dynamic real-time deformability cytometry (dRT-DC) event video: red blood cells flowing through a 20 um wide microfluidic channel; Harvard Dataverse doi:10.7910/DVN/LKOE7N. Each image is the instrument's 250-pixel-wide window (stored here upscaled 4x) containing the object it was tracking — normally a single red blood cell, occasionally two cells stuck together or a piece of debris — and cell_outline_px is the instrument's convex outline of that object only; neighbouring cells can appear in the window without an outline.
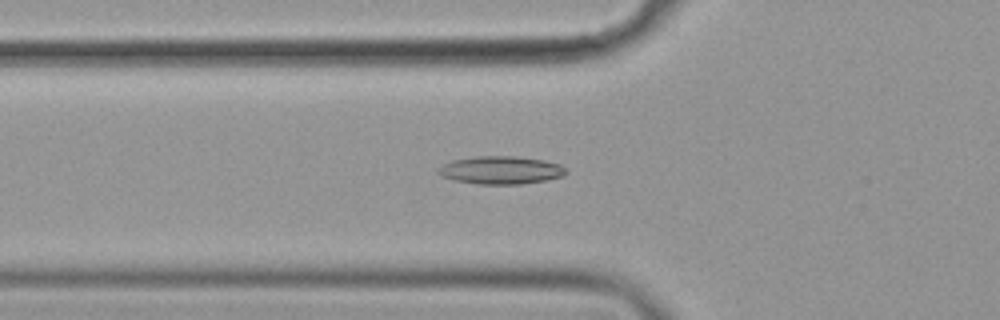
{"species": "common noctule bat (a hibernating species)", "species_latin": "Nyctalus noctula", "temperature_condition": "cold", "stored_images_in_passage": 55, "camera_frame_rate_fps": 3000, "um_per_image_px": 0.085, "animal": {"sex": "female", "body_mass_g": 19.9}, "frame": {"image": 1, "passage_image": 19, "time_ms": 6.0, "image_size_px": [1000, 320], "cell_outline_px": [[568, 172], [564, 176], [544, 180], [520, 184], [476, 184], [456, 180], [444, 176], [436, 172], [444, 164], [452, 160], [476, 156], [516, 156], [544, 160], [560, 164]], "centroid_in_image_um": [42.6, 14.45], "position_along_channel_um": 83.2, "area_um2": 20.63}}
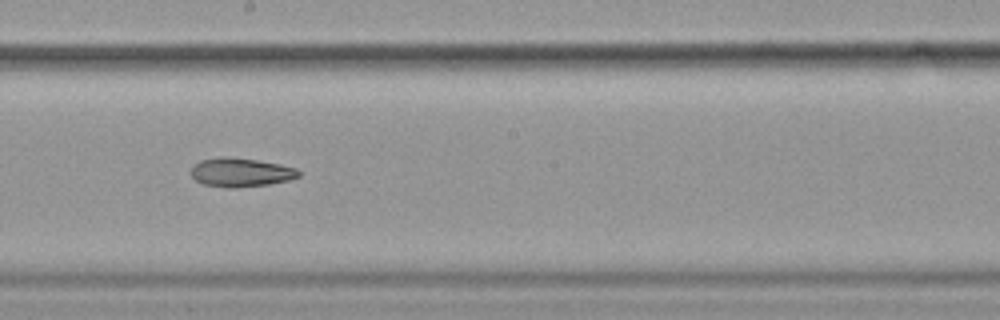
{"frame": {"image": 2, "passage_image": 31, "time_ms": 10.0, "image_size_px": [1000, 320], "cell_outline_px": [[300, 176], [288, 180], [268, 184], [236, 188], [228, 188], [204, 184], [196, 180], [188, 172], [200, 160], [220, 156], [224, 156], [256, 160], [280, 164], [296, 168], [300, 172]], "centroid_in_image_um": [20.45, 14.65], "position_along_channel_um": 227.8, "area_um2": 18.09}}
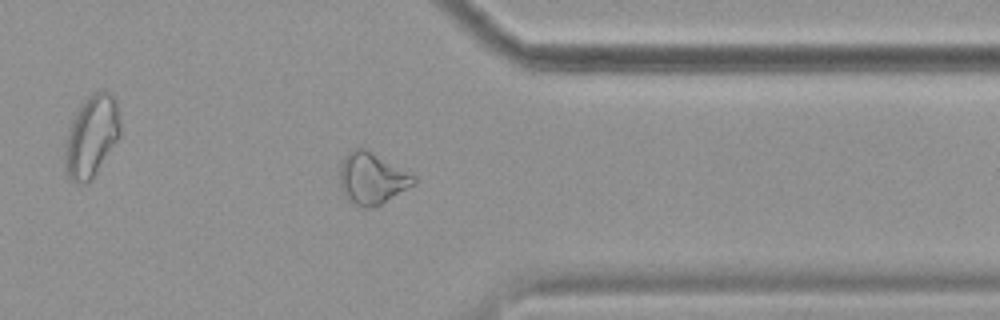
{"frame": {"image": 3, "passage_image": 44, "time_ms": 14.333, "image_size_px": [1000, 320], "cell_outline_px": [[416, 184], [380, 204], [368, 208], [364, 208], [348, 200], [340, 188], [340, 164], [344, 156], [348, 152], [356, 148], [364, 148], [416, 176]], "centroid_in_image_um": [31.6, 15.17], "position_along_channel_um": 379.8, "area_um2": 21.96}}